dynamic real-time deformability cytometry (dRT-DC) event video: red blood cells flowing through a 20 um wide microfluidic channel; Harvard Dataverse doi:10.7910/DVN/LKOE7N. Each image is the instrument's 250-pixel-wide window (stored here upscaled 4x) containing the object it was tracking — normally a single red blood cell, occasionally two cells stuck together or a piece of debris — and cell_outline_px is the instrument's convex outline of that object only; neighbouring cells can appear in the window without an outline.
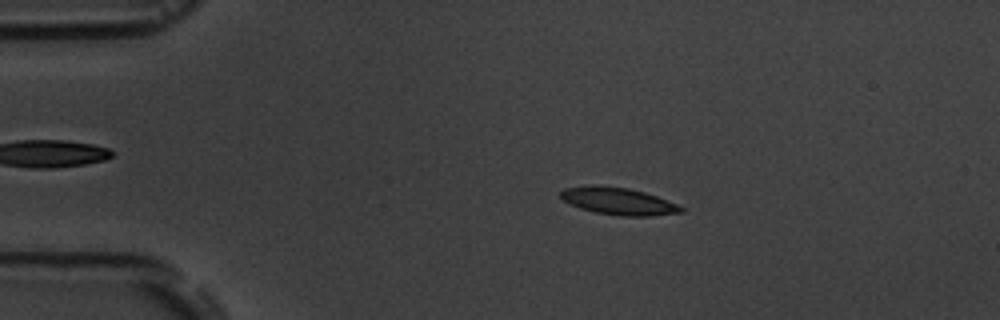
{"species": "common noctule bat (a hibernating species)", "species_latin": "Nyctalus noctula", "temperature_condition": "room temperature", "stored_images_in_passage": 3, "segment_of_instrument_passage": [1, 2], "camera_frame_rate_fps": 3000, "um_per_image_px": 0.085, "animal": {"sex": "male", "body_mass_g": 19.5, "forearm_length_mm": 54.6}, "frame": {"image": 1, "passage_image": 1, "time_ms": 0.0, "image_size_px": [1000, 320], "cell_outline_px": [[684, 212], [652, 216], [620, 216], [596, 212], [580, 208], [564, 200], [560, 196], [560, 192], [564, 188], [592, 184], [628, 188], [644, 192], [656, 196], [676, 204], [684, 208]], "centroid_in_image_um": [52.55, 17.09], "position_along_channel_um": 32.4, "area_um2": 19.02}}